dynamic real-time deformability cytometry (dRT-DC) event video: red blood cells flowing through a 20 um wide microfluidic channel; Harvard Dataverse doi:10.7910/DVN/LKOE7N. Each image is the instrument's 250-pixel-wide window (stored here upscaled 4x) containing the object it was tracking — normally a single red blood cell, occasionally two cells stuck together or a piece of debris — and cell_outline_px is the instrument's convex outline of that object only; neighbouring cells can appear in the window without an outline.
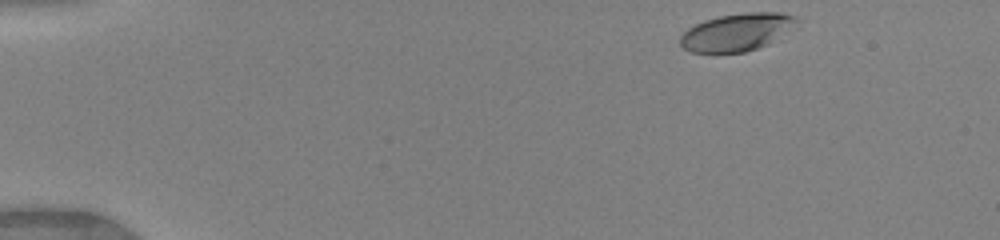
{"species": "human", "species_latin": "Homo sapiens", "temperature_condition": "warm", "stored_images_in_passage": 44, "camera_frame_rate_fps": 3000, "um_per_image_px": 0.085, "donor": {"sex": "female"}, "frame": {"image": 1, "passage_image": 1, "time_ms": 0.0, "image_size_px": [1000, 240], "cell_outline_px": [[800, 20], [768, 44], [744, 52], [692, 52], [684, 48], [680, 44], [680, 36], [688, 28], [704, 20], [720, 16], [744, 12], [780, 12], [796, 16]], "centroid_in_image_um": [62.61, 2.71], "position_along_channel_um": 22.4, "area_um2": 25.09}}
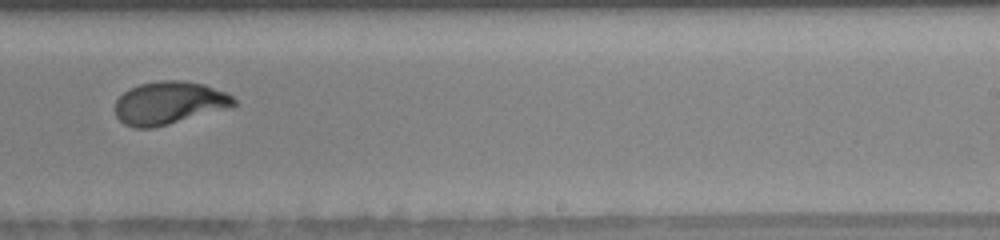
{"frame": {"image": 2, "passage_image": 27, "time_ms": 8.667, "image_size_px": [1000, 240], "cell_outline_px": [[236, 104], [232, 108], [152, 128], [136, 128], [124, 124], [116, 116], [116, 100], [128, 88], [140, 84], [156, 80], [180, 80], [204, 84], [224, 92], [232, 96], [236, 100]], "centroid_in_image_um": [14.39, 8.75], "position_along_channel_um": 274.6, "area_um2": 29.77}}
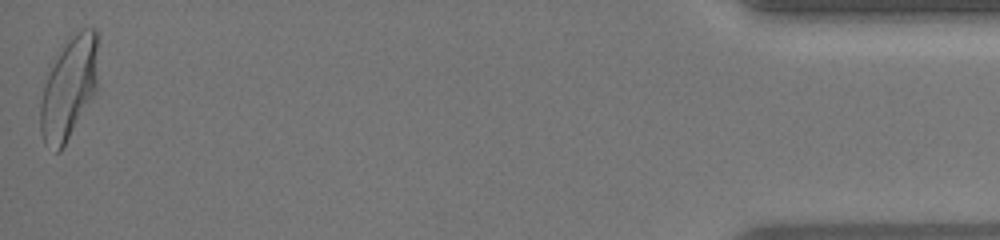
{"frame": {"image": 3, "passage_image": 44, "time_ms": 14.333, "image_size_px": [1000, 240], "cell_outline_px": [[96, 92], [60, 152], [56, 152], [44, 144], [40, 132], [40, 100], [48, 64], [60, 44], [64, 40], [80, 28], [96, 28]], "centroid_in_image_um": [5.79, 7.43], "position_along_channel_um": 429.4, "area_um2": 35.14}, "authors_computed_cell_mechanics": {"area_um2": 29.4491, "velocity_mm_per_s": 4.1303, "shape_relaxation_time_tau1_ms": 3.4592, "shape_relaxation_time_tau2_ms": 0.7792, "deformation_change_tau1": 0.1931, "deformation_change_tau2": 0.0573}}